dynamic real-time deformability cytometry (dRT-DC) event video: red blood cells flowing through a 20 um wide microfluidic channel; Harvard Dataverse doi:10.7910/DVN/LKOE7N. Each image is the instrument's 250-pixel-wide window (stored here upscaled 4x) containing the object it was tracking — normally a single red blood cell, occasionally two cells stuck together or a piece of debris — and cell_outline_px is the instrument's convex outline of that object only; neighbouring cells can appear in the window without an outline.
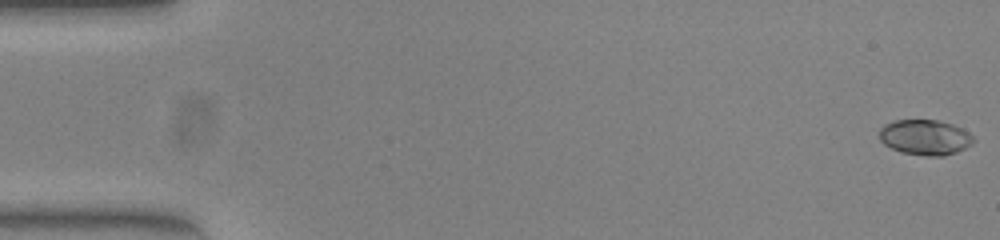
{"species": "common noctule bat (a hibernating species)", "species_latin": "Nyctalus noctula", "temperature_condition": "warm", "stored_images_in_passage": 53, "camera_frame_rate_fps": 3000, "um_per_image_px": 0.085, "animal": {"sex": "female", "body_mass_g": 23.0, "forearm_length_mm": 53.4}, "frame": {"image": 1, "passage_image": 1, "time_ms": 0.0, "image_size_px": [1000, 240], "cell_outline_px": [[976, 140], [972, 144], [956, 152], [944, 156], [924, 156], [900, 152], [884, 144], [880, 140], [880, 128], [884, 124], [896, 120], [940, 120], [964, 128]], "centroid_in_image_um": [78.65, 11.67], "position_along_channel_um": 6.4, "area_um2": 19.54}}
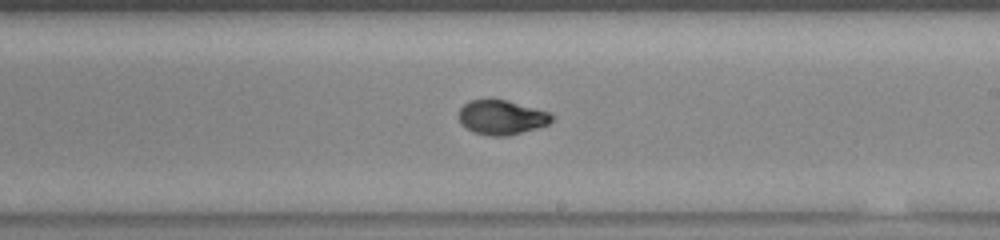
{"frame": {"image": 2, "passage_image": 31, "time_ms": 10.0, "image_size_px": [1000, 240], "cell_outline_px": [[552, 120], [548, 124], [536, 128], [508, 136], [488, 136], [472, 132], [460, 124], [460, 108], [464, 104], [472, 100], [504, 100], [552, 112]], "centroid_in_image_um": [42.64, 9.99], "position_along_channel_um": 246.4, "area_um2": 18.55}}
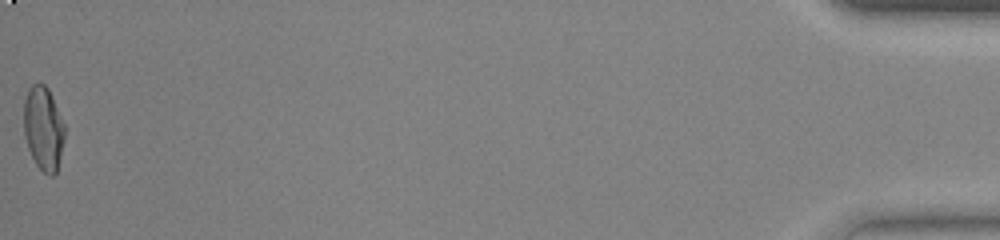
{"frame": {"image": 3, "passage_image": 53, "time_ms": 17.333, "image_size_px": [1000, 240], "cell_outline_px": [[64, 140], [56, 172], [52, 176], [48, 176], [36, 164], [28, 148], [24, 136], [24, 100], [28, 88], [32, 84], [44, 84], [48, 88], [64, 124]], "centroid_in_image_um": [3.67, 10.91], "position_along_channel_um": 431.5, "area_um2": 19.77}, "authors_computed_cell_mechanics": {"area_um2": 19.074, "velocity_mm_per_s": 3.9198, "shape_relaxation_time_tau1_ms": 8.588, "shape_relaxation_time_tau2_ms": null, "deformation_change_tau1": 0.2731, "deformation_change_tau2": null}}